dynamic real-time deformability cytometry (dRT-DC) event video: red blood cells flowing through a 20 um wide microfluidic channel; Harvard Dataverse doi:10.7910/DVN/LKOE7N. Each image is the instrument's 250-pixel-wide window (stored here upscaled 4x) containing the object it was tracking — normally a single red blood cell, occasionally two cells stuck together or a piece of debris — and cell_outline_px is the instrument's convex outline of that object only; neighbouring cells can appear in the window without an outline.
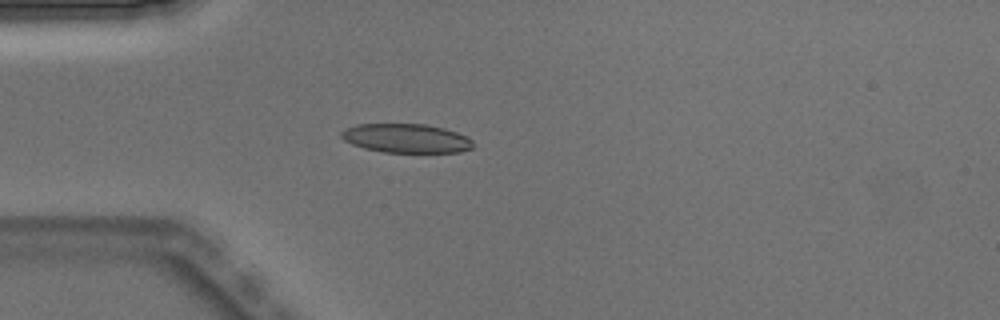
{"species": "Egyptian fruit bat (a non-hibernating species)", "species_latin": "Rousettus aegyptiacus", "temperature_condition": "warm", "stored_images_in_passage": 4, "camera_frame_rate_fps": 3000, "um_per_image_px": 0.085, "animal": {"sex": "male"}, "frame": {"image": 1, "passage_image": 4, "time_ms": 1.0, "image_size_px": [1000, 320], "cell_outline_px": [[472, 148], [460, 152], [384, 152], [364, 148], [352, 144], [344, 140], [340, 136], [340, 132], [344, 128], [356, 124], [424, 124], [444, 128], [468, 136], [472, 140]], "centroid_in_image_um": [34.5, 11.75], "position_along_channel_um": 50.5, "area_um2": 22.31}}